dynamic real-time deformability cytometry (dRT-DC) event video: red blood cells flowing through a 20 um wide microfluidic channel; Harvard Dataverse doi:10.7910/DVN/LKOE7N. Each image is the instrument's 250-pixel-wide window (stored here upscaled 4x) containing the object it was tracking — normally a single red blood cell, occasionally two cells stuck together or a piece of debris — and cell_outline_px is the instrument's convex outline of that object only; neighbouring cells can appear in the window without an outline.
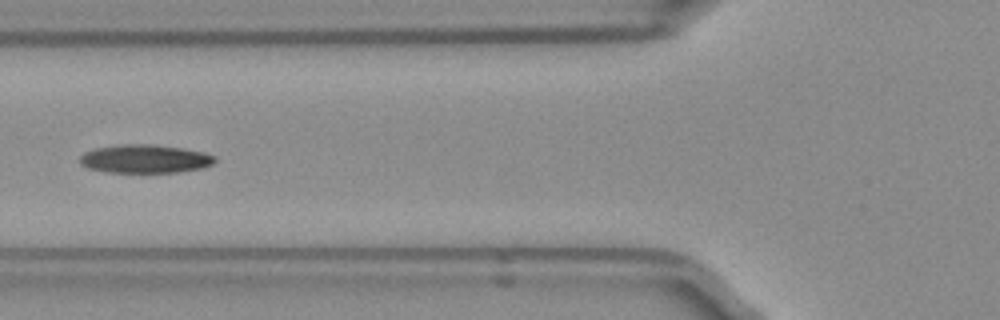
{"species": "Egyptian fruit bat (a non-hibernating species)", "species_latin": "Rousettus aegyptiacus", "temperature_condition": "room temperature", "stored_images_in_passage": 38, "camera_frame_rate_fps": 3000, "um_per_image_px": 0.085, "frame": {"image": 1, "passage_image": 6, "time_ms": 1.667, "image_size_px": [1000, 320], "cell_outline_px": [[216, 160], [212, 164], [204, 168], [176, 172], [108, 172], [88, 168], [80, 164], [80, 156], [84, 152], [96, 148], [124, 144], [152, 144], [180, 148], [204, 152], [216, 156]], "centroid_in_image_um": [12.33, 13.5], "position_along_channel_um": 113.5, "area_um2": 22.31}}
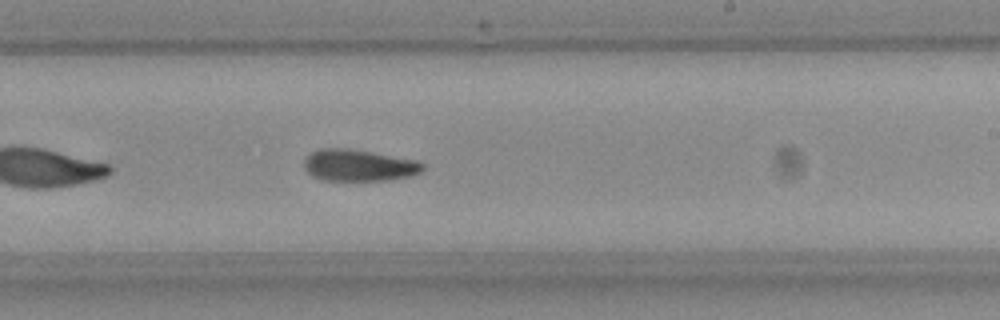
{"frame": {"image": 2, "passage_image": 17, "time_ms": 5.333, "image_size_px": [1000, 320], "cell_outline_px": [[424, 168], [420, 172], [412, 176], [388, 180], [324, 180], [312, 176], [304, 168], [304, 160], [312, 152], [320, 148], [348, 148], [416, 160], [424, 164]], "centroid_in_image_um": [30.49, 14.05], "position_along_channel_um": 258.5, "area_um2": 21.79}}
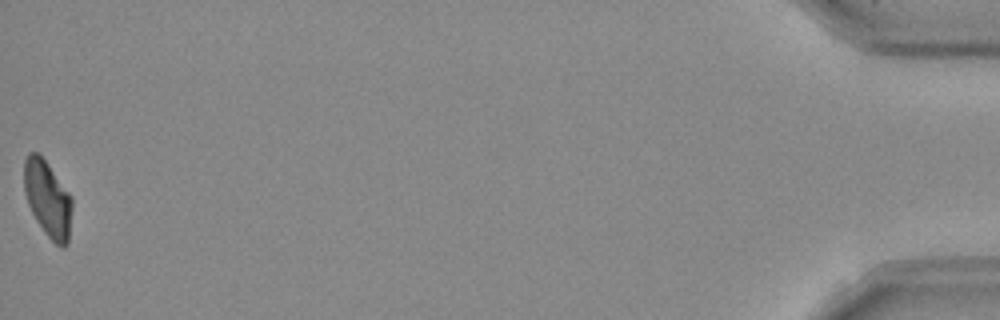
{"frame": {"image": 3, "passage_image": 38, "time_ms": 12.333, "image_size_px": [1000, 320], "cell_outline_px": [[72, 208], [68, 244], [64, 248], [60, 248], [44, 232], [36, 220], [28, 204], [24, 192], [24, 160], [28, 152], [40, 152], [72, 196]], "centroid_in_image_um": [4.06, 16.88], "position_along_channel_um": 431.1, "area_um2": 21.68}, "authors_computed_cell_mechanics": {"area_um2": 22.2241, "velocity_mm_per_s": 3.9506, "shape_relaxation_time_tau1_ms": 8.8731, "shape_relaxation_time_tau2_ms": 5.2712, "deformation_change_tau1": 0.1937, "deformation_change_tau2": 0.1296}}